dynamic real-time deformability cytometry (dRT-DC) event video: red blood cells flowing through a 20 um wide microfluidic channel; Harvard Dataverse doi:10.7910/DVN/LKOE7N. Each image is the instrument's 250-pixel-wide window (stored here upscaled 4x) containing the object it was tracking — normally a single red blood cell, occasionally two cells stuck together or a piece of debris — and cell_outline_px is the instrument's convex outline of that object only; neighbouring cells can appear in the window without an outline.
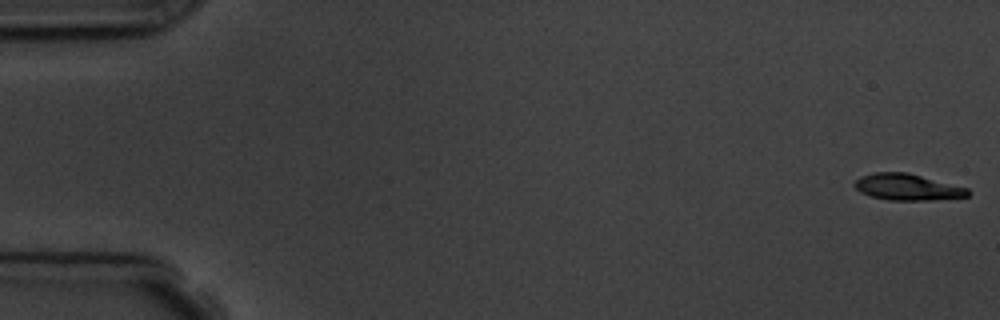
{"species": "common noctule bat (a hibernating species)", "species_latin": "Nyctalus noctula", "temperature_condition": "room temperature", "stored_images_in_passage": 11, "camera_frame_rate_fps": 3000, "um_per_image_px": 0.085, "animal": {"sex": "male", "body_mass_g": 19.5, "forearm_length_mm": 54.6}, "frame": {"image": 1, "passage_image": 1, "time_ms": 0.0, "image_size_px": [1000, 320], "cell_outline_px": [[972, 192], [968, 196], [932, 200], [888, 200], [868, 196], [860, 192], [852, 184], [860, 176], [876, 172], [908, 172], [968, 188]], "centroid_in_image_um": [77.11, 15.9], "position_along_channel_um": 7.9, "area_um2": 17.57}}
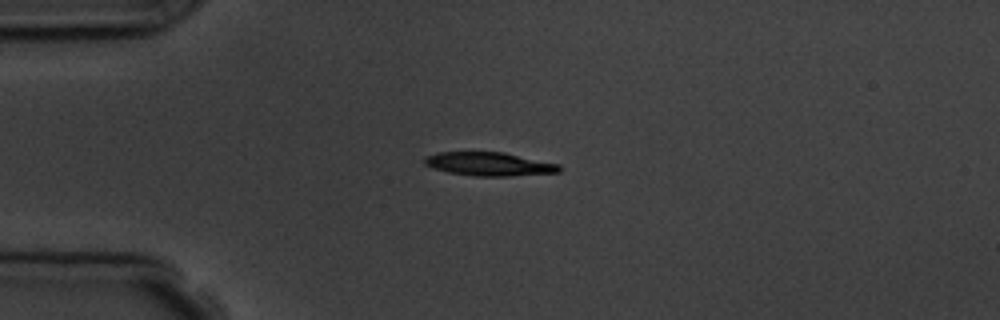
{"frame": {"image": 2, "passage_image": 4, "time_ms": 4.333, "image_size_px": [1000, 320], "cell_outline_px": [[564, 168], [560, 172], [512, 176], [476, 176], [448, 172], [424, 164], [424, 156], [440, 152], [504, 152], [560, 164]], "centroid_in_image_um": [41.64, 13.94], "position_along_channel_um": 43.4, "area_um2": 18.55}}
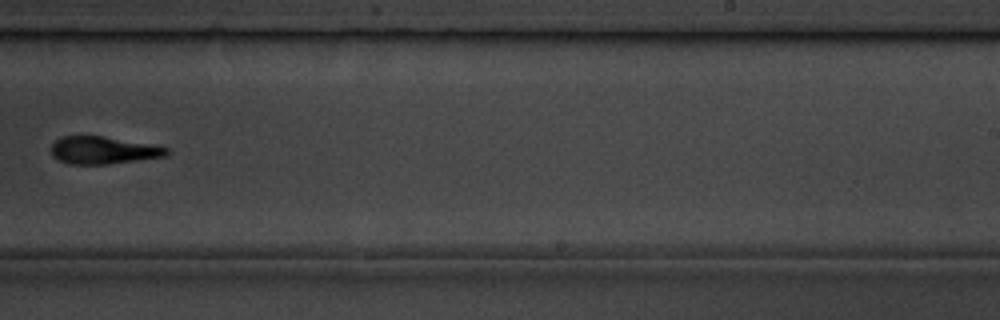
{"frame": {"image": 3, "passage_image": 10, "time_ms": 11.333, "image_size_px": [1000, 320], "cell_outline_px": [[172, 152], [168, 156], [108, 164], [68, 164], [56, 160], [52, 156], [52, 144], [60, 136], [104, 136], [160, 144], [168, 148]], "centroid_in_image_um": [8.86, 12.76], "position_along_channel_um": 280.1, "area_um2": 19.07}}